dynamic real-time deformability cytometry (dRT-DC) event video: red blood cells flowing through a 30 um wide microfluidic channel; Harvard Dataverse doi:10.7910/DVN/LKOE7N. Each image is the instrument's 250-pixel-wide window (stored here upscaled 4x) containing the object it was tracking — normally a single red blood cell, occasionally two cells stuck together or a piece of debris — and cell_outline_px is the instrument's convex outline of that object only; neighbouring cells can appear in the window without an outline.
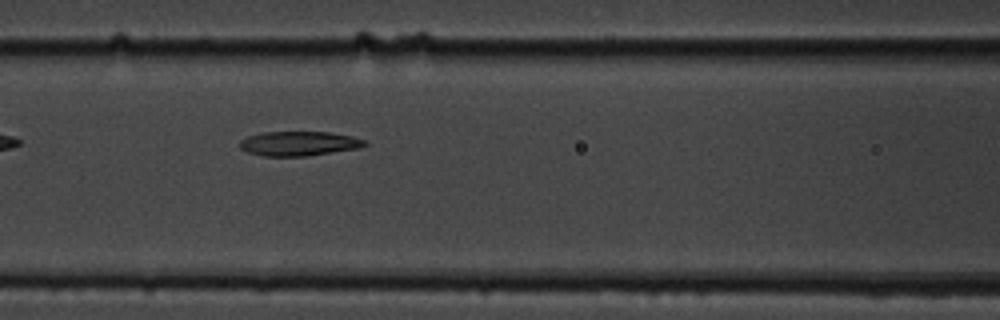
{"species": "common noctule bat (a hibernating species)", "species_latin": "Nyctalus noctula", "temperature_condition": "cold", "stored_images_in_passage": 32, "camera_frame_rate_fps": 3000, "um_per_image_px": 0.085, "animal": {"sex": "male", "body_mass_g": 19.5, "forearm_length_mm": 54.6}, "frame": {"image": 1, "passage_image": 7, "time_ms": 2.0, "image_size_px": [1000, 320], "cell_outline_px": [[368, 144], [360, 148], [304, 156], [264, 156], [248, 152], [240, 148], [240, 140], [248, 136], [264, 132], [328, 132], [352, 136], [364, 140]], "centroid_in_image_um": [25.41, 12.2], "position_along_channel_um": 141.2, "area_um2": 17.69}}
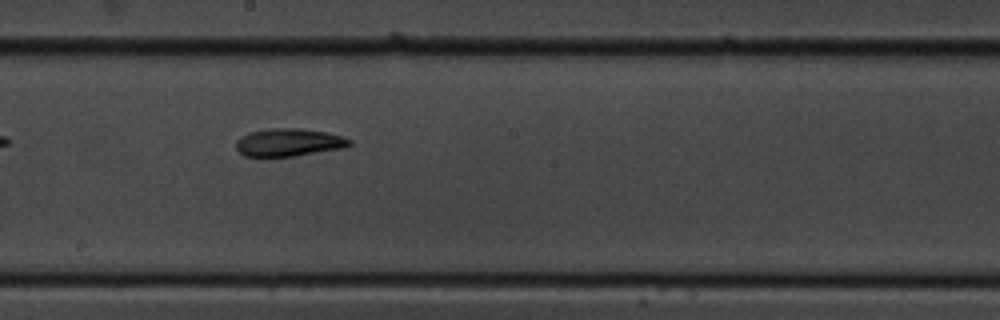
{"frame": {"image": 2, "passage_image": 14, "time_ms": 4.333, "image_size_px": [1000, 320], "cell_outline_px": [[352, 144], [344, 148], [296, 156], [244, 156], [236, 148], [236, 140], [240, 136], [248, 132], [268, 128], [296, 128], [328, 132], [352, 140]], "centroid_in_image_um": [24.54, 12.1], "position_along_channel_um": 223.7, "area_um2": 18.5}}
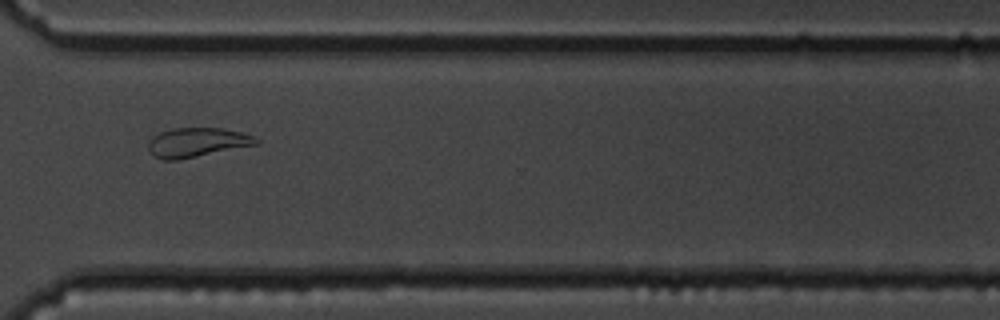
{"frame": {"image": 3, "passage_image": 25, "time_ms": 8.0, "image_size_px": [1000, 320], "cell_outline_px": [[260, 144], [176, 160], [160, 160], [152, 156], [148, 152], [148, 140], [152, 136], [160, 132], [172, 128], [220, 128], [240, 132], [252, 136], [260, 140]], "centroid_in_image_um": [16.69, 12.11], "position_along_channel_um": 353.9, "area_um2": 18.55}, "authors_computed_cell_mechanics": {"area_um2": 18.2648, "velocity_mm_per_s": 3.5404, "shape_relaxation_time_tau1_ms": 8.315, "shape_relaxation_time_tau2_ms": 9.2985, "deformation_change_tau1": 0.1763, "deformation_change_tau2": 0.1736}}